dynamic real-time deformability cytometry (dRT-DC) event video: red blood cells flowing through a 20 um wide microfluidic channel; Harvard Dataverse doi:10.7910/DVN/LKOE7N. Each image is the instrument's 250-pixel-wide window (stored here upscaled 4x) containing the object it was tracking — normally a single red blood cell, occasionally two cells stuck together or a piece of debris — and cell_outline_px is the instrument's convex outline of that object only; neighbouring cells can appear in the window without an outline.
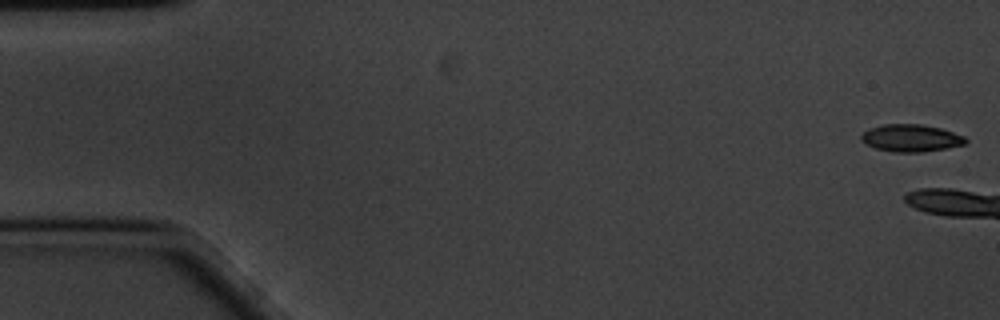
{"species": "common noctule bat (a hibernating species)", "species_latin": "Nyctalus noctula", "temperature_condition": "cold", "stored_images_in_passage": 7, "camera_frame_rate_fps": 3000, "um_per_image_px": 0.085, "animal": {"sex": "male", "body_mass_g": 20.1, "forearm_length_mm": 53.5}, "frame": {"image": 1, "passage_image": 1, "time_ms": 0.0, "image_size_px": [1000, 320], "cell_outline_px": [[968, 140], [964, 144], [948, 148], [924, 152], [892, 152], [876, 148], [864, 144], [860, 140], [860, 136], [868, 128], [884, 124], [920, 124], [940, 128], [964, 136]], "centroid_in_image_um": [77.4, 11.74], "position_along_channel_um": 7.6, "area_um2": 16.7}}